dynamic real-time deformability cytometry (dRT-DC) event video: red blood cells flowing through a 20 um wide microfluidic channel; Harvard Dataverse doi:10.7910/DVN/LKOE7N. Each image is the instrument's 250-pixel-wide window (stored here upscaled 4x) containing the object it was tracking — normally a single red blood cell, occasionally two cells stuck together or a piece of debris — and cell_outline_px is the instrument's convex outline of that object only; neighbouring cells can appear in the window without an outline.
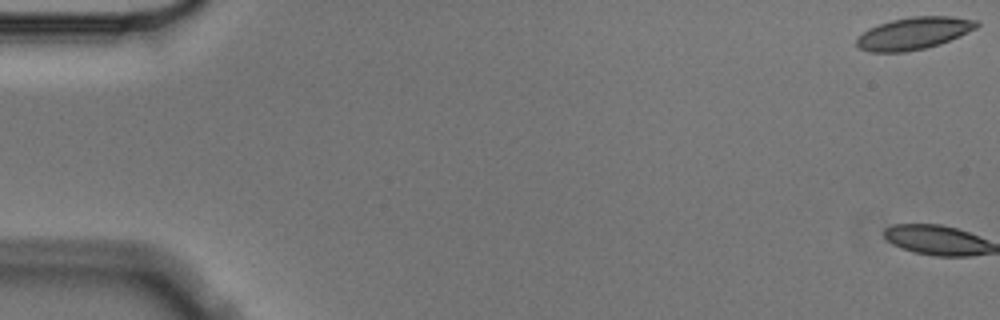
{"species": "Egyptian fruit bat (a non-hibernating species)", "species_latin": "Rousettus aegyptiacus", "temperature_condition": "cold", "stored_images_in_passage": 5, "camera_frame_rate_fps": 3000, "um_per_image_px": 0.085, "animal": {"sex": "male"}, "frame": {"image": 1, "passage_image": 1, "time_ms": 0.0, "image_size_px": [1000, 320], "cell_outline_px": [[980, 24], [976, 28], [960, 36], [940, 44], [924, 48], [904, 52], [868, 52], [860, 48], [856, 44], [856, 36], [868, 28], [892, 20], [912, 16], [952, 16], [976, 20]], "centroid_in_image_um": [77.65, 2.83], "position_along_channel_um": 7.3, "area_um2": 22.6}}